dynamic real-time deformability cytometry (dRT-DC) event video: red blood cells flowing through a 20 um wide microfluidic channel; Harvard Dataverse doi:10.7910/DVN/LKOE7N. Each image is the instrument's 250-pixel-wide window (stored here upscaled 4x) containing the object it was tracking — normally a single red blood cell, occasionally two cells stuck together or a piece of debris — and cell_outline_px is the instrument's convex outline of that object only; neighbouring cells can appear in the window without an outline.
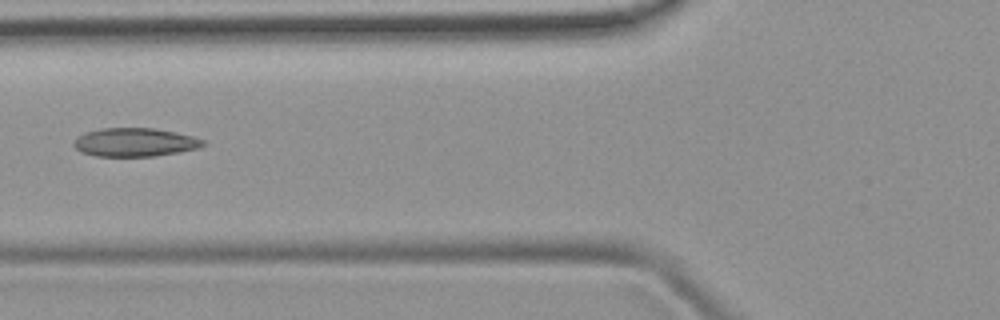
{"species": "common noctule bat (a hibernating species)", "species_latin": "Nyctalus noctula", "temperature_condition": "room temperature", "stored_images_in_passage": 5, "camera_frame_rate_fps": 3000, "um_per_image_px": 0.085, "animal": {"sex": "female", "body_mass_g": 19.9}, "frame": {"image": 1, "passage_image": 5, "time_ms": 5.667, "image_size_px": [1000, 320], "cell_outline_px": [[208, 144], [196, 148], [156, 156], [96, 156], [80, 152], [72, 144], [84, 132], [104, 128], [156, 128], [192, 136], [204, 140]], "centroid_in_image_um": [11.46, 12.09], "position_along_channel_um": 114.3, "area_um2": 21.33}}